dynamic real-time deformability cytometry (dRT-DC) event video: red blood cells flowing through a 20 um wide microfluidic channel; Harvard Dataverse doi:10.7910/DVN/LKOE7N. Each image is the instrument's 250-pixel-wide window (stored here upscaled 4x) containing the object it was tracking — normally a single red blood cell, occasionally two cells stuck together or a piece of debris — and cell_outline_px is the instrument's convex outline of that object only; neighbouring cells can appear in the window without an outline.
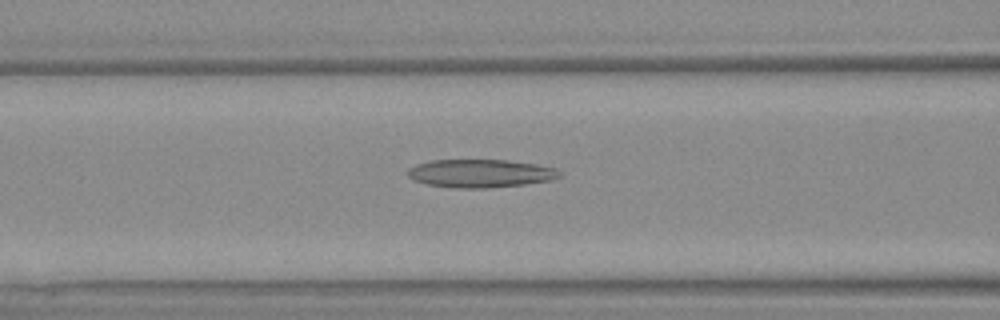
{"species": "Egyptian fruit bat (a non-hibernating species)", "species_latin": "Rousettus aegyptiacus", "temperature_condition": "warm", "stored_images_in_passage": 40, "camera_frame_rate_fps": 3000, "um_per_image_px": 0.085, "animal": {"sex": "female"}, "frame": {"image": 1, "passage_image": 11, "time_ms": 3.333, "image_size_px": [1000, 320], "cell_outline_px": [[560, 176], [548, 180], [524, 184], [484, 188], [456, 188], [428, 184], [412, 180], [408, 176], [408, 168], [416, 164], [432, 160], [508, 160], [536, 164], [552, 168], [560, 172]], "centroid_in_image_um": [40.77, 14.73], "position_along_channel_um": 125.8, "area_um2": 24.62}}
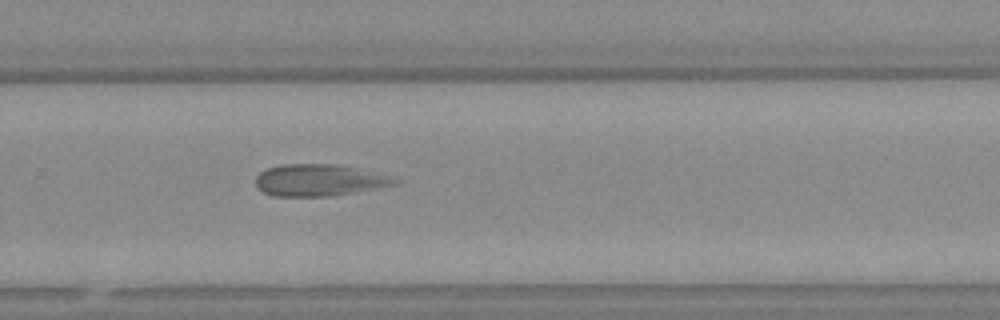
{"frame": {"image": 2, "passage_image": 24, "time_ms": 7.667, "image_size_px": [1000, 320], "cell_outline_px": [[404, 180], [400, 184], [380, 188], [328, 196], [272, 196], [256, 188], [256, 176], [260, 172], [268, 168], [284, 164], [340, 164], [392, 176]], "centroid_in_image_um": [27.2, 15.31], "position_along_channel_um": 302.6, "area_um2": 26.07}}
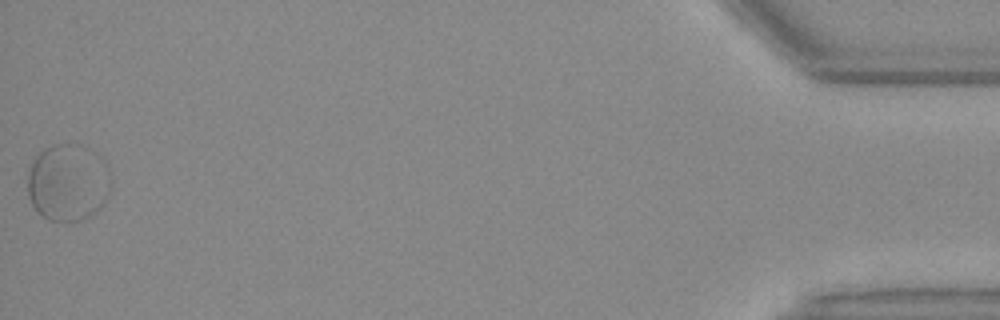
{"frame": {"image": 3, "passage_image": 40, "time_ms": 13.0, "image_size_px": [1000, 320], "cell_outline_px": [[112, 184], [104, 200], [88, 216], [80, 220], [48, 220], [32, 204], [28, 196], [28, 172], [36, 156], [44, 148], [52, 144], [80, 144], [96, 152], [104, 160], [108, 168]], "centroid_in_image_um": [5.78, 15.46], "position_along_channel_um": 429.4, "area_um2": 37.11}}